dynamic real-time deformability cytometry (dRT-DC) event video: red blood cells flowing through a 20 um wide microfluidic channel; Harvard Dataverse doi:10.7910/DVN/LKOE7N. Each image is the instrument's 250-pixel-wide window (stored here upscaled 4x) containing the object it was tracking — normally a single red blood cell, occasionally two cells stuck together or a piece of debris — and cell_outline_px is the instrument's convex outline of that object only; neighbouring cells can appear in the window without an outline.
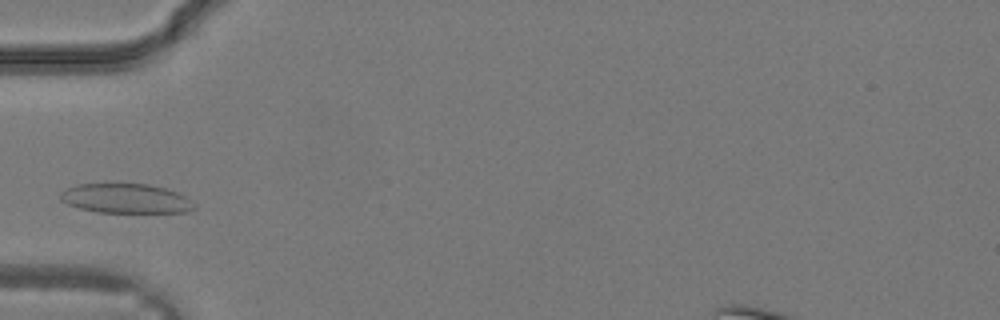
{"species": "common noctule bat (a hibernating species)", "species_latin": "Nyctalus noctula", "temperature_condition": "warm", "stored_images_in_passage": 17, "camera_frame_rate_fps": 3000, "um_per_image_px": 0.085, "animal": {"sex": "male", "body_mass_g": 19.2, "forearm_length_mm": 51.8}, "frame": {"image": 1, "passage_image": 1, "time_ms": 0.0, "image_size_px": [1000, 320], "cell_outline_px": [[196, 208], [184, 212], [96, 212], [80, 208], [68, 204], [60, 200], [60, 192], [76, 184], [148, 184], [164, 188], [176, 192], [184, 196]], "centroid_in_image_um": [10.64, 16.87], "position_along_channel_um": 74.4, "area_um2": 22.66}}
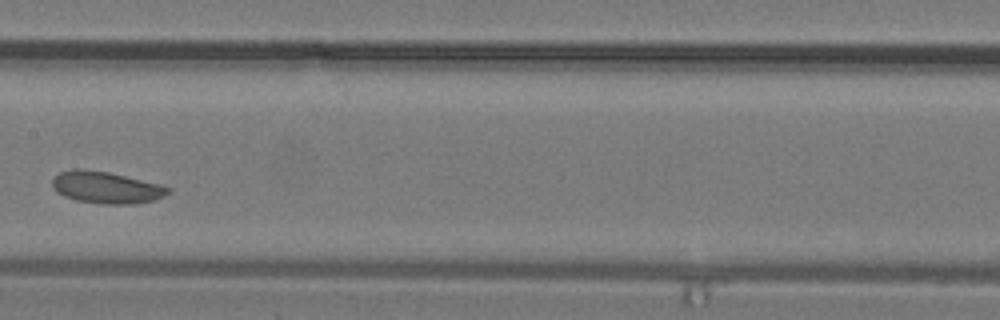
{"frame": {"image": 2, "passage_image": 7, "time_ms": 2.0, "image_size_px": [1000, 320], "cell_outline_px": [[172, 188], [164, 196], [156, 200], [132, 204], [104, 204], [76, 200], [64, 196], [56, 192], [52, 188], [52, 180], [60, 172], [76, 168], [108, 172], [160, 184]], "centroid_in_image_um": [9.03, 15.94], "position_along_channel_um": 198.4, "area_um2": 21.44}}
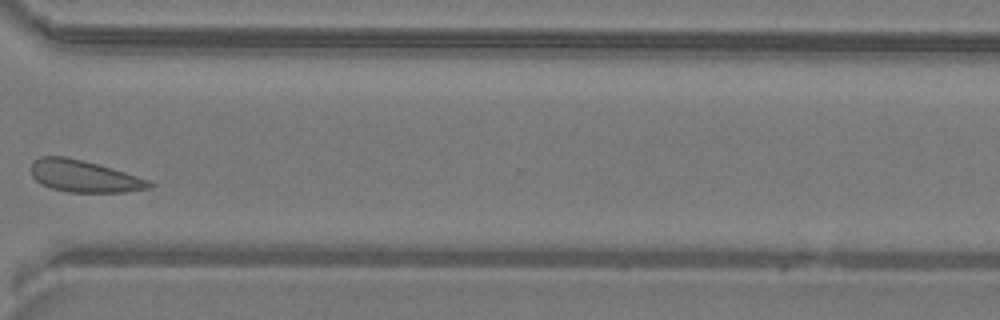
{"frame": {"image": 3, "passage_image": 15, "time_ms": 4.667, "image_size_px": [1000, 320], "cell_outline_px": [[156, 184], [152, 188], [124, 192], [68, 192], [52, 188], [40, 184], [32, 176], [32, 160], [40, 156], [64, 156], [84, 160], [112, 168], [148, 180]], "centroid_in_image_um": [7.14, 14.97], "position_along_channel_um": 363.5, "area_um2": 22.02}}